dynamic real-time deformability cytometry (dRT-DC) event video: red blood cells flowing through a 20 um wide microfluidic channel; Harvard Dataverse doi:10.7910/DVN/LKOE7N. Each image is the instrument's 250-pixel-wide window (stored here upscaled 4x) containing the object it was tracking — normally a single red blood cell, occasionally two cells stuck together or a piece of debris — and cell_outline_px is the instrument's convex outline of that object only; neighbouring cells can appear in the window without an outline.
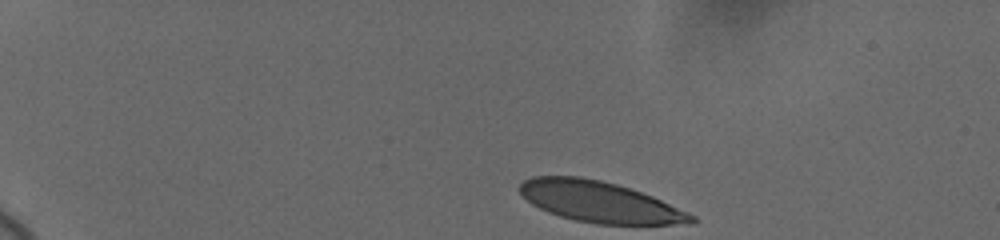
{"species": "human", "species_latin": "Homo sapiens", "temperature_condition": "cold", "stored_images_in_passage": 42, "camera_frame_rate_fps": 3000, "um_per_image_px": 0.085, "donor": {"sex": "female"}, "frame": {"image": 1, "passage_image": 1, "time_ms": 0.0, "image_size_px": [1000, 240], "cell_outline_px": [[696, 220], [692, 224], [596, 224], [576, 220], [560, 216], [548, 212], [532, 204], [516, 188], [524, 180], [532, 176], [580, 176], [600, 180], [616, 184], [652, 196], [688, 212], [696, 216]], "centroid_in_image_um": [50.96, 17.16], "position_along_channel_um": 34.0, "area_um2": 40.75}}
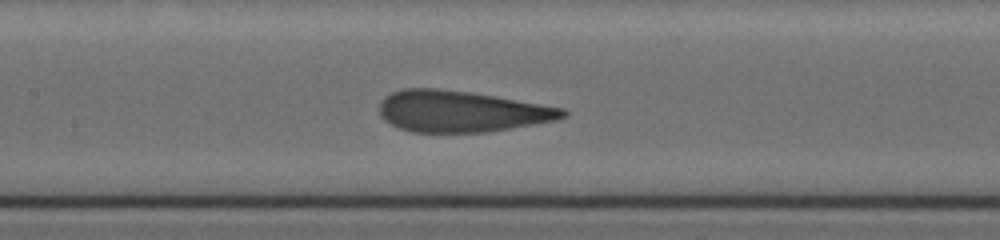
{"frame": {"image": 2, "passage_image": 23, "time_ms": 6.333, "image_size_px": [1000, 240], "cell_outline_px": [[568, 116], [556, 120], [512, 128], [488, 132], [412, 132], [400, 128], [384, 120], [380, 116], [380, 100], [392, 92], [404, 88], [436, 88], [472, 92], [564, 108], [568, 112]], "centroid_in_image_um": [39.21, 9.46], "position_along_channel_um": 168.2, "area_um2": 44.16}}
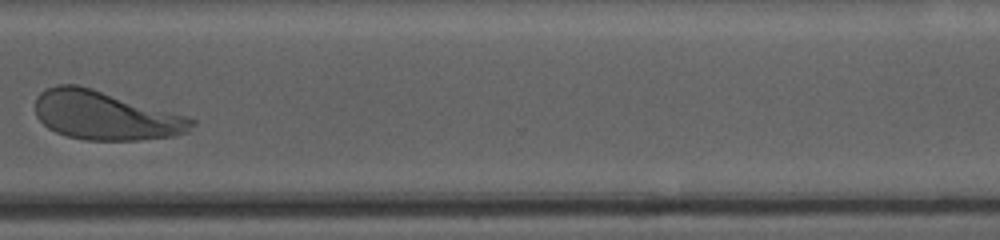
{"frame": {"image": 3, "passage_image": 41, "time_ms": 11.667, "image_size_px": [1000, 240], "cell_outline_px": [[196, 124], [188, 132], [172, 136], [136, 140], [84, 140], [68, 136], [56, 132], [48, 128], [36, 116], [36, 96], [40, 92], [56, 84], [76, 84], [92, 88], [188, 116], [196, 120]], "centroid_in_image_um": [8.96, 9.81], "position_along_channel_um": 361.6, "area_um2": 44.51}}